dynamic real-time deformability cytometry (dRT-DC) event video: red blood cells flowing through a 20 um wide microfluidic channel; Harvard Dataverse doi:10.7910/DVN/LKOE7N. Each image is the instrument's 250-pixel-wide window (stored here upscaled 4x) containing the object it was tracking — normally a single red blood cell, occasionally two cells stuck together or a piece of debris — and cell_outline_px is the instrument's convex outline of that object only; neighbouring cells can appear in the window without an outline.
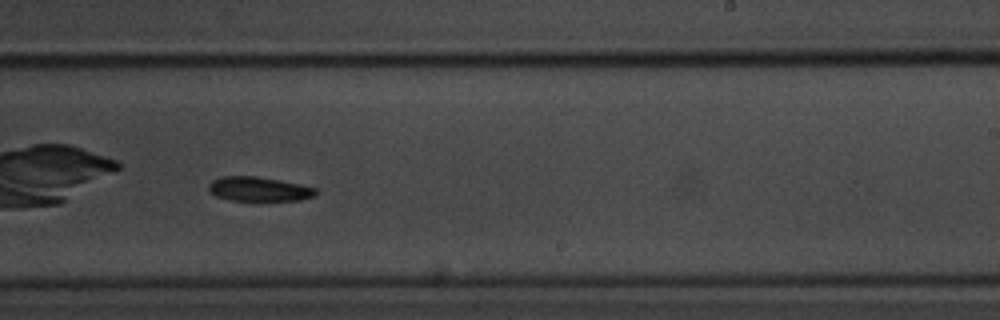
{"species": "common noctule bat (a hibernating species)", "species_latin": "Nyctalus noctula", "temperature_condition": "room temperature", "stored_images_in_passage": 30, "camera_frame_rate_fps": 3000, "um_per_image_px": 0.085, "animal": {"sex": "male", "body_mass_g": 20.1, "forearm_length_mm": 53.5}, "frame": {"image": 1, "passage_image": 13, "time_ms": 4.0, "image_size_px": [1000, 320], "cell_outline_px": [[316, 196], [300, 200], [256, 204], [232, 200], [216, 196], [208, 192], [208, 184], [212, 180], [220, 176], [256, 176], [280, 180], [316, 188]], "centroid_in_image_um": [21.99, 16.12], "position_along_channel_um": 267.0, "area_um2": 16.18}}
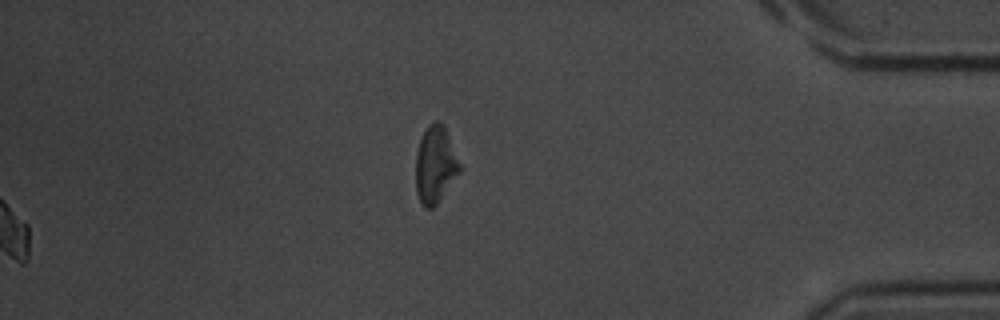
{"frame": {"image": 2, "passage_image": 30, "time_ms": 9.667, "image_size_px": [1000, 320], "cell_outline_px": [[460, 172], [436, 204], [432, 208], [424, 208], [416, 192], [416, 152], [420, 140], [428, 124], [436, 120], [444, 124], [460, 164]], "centroid_in_image_um": [36.99, 13.98], "position_along_channel_um": 398.2, "area_um2": 19.54}}